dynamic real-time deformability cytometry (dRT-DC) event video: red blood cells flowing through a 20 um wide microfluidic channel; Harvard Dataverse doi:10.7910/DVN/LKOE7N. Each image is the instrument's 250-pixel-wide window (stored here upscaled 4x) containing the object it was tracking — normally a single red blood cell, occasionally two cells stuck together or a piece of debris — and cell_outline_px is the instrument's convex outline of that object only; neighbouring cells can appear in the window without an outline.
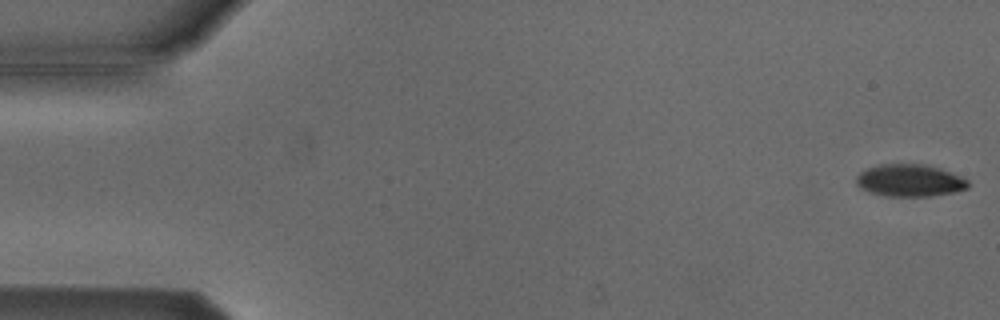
{"species": "Egyptian fruit bat (a non-hibernating species)", "species_latin": "Rousettus aegyptiacus", "temperature_condition": "cold", "stored_images_in_passage": 53, "camera_frame_rate_fps": 3000, "um_per_image_px": 0.085, "animal": {"sex": "male"}, "frame": {"image": 1, "passage_image": 1, "time_ms": 0.0, "image_size_px": [1000, 320], "cell_outline_px": [[968, 188], [956, 192], [932, 196], [884, 196], [868, 192], [860, 188], [856, 184], [856, 176], [864, 168], [876, 164], [928, 164], [940, 168], [960, 176], [968, 180]], "centroid_in_image_um": [77.29, 15.33], "position_along_channel_um": 7.7, "area_um2": 21.39}}
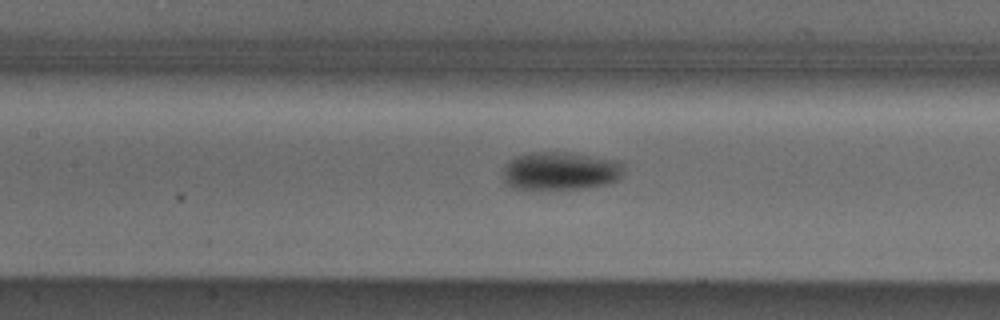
{"frame": {"image": 2, "passage_image": 24, "time_ms": 7.667, "image_size_px": [1000, 320], "cell_outline_px": [[624, 172], [620, 180], [608, 184], [584, 188], [512, 188], [504, 184], [504, 168], [516, 156], [532, 152], [564, 152], [620, 160], [624, 164]], "centroid_in_image_um": [47.71, 14.52], "position_along_channel_um": 159.7, "area_um2": 26.88}}
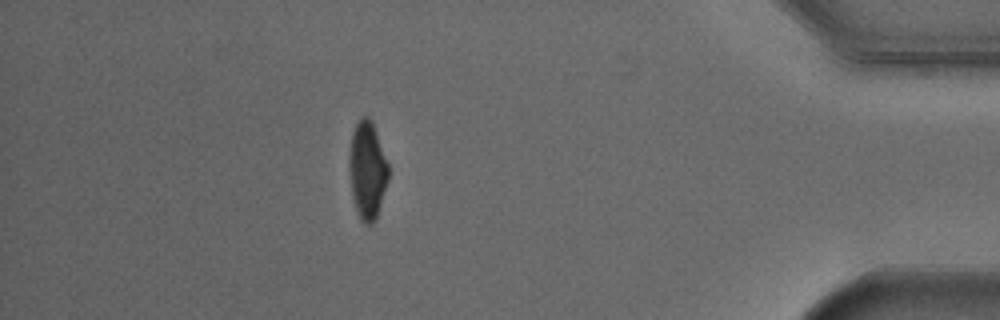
{"frame": {"image": 3, "passage_image": 47, "time_ms": 15.333, "image_size_px": [1000, 320], "cell_outline_px": [[388, 180], [376, 220], [372, 224], [364, 224], [360, 220], [352, 196], [348, 164], [348, 160], [352, 132], [356, 124], [364, 116], [368, 116], [372, 120], [388, 164]], "centroid_in_image_um": [31.21, 14.49], "position_along_channel_um": 404.0, "area_um2": 22.31}, "authors_computed_cell_mechanics": {"area_um2": 23.5824, "velocity_mm_per_s": 3.8273, "shape_relaxation_time_tau1_ms": 2.6348, "shape_relaxation_time_tau2_ms": null, "deformation_change_tau1": 0.106, "deformation_change_tau2": null}}